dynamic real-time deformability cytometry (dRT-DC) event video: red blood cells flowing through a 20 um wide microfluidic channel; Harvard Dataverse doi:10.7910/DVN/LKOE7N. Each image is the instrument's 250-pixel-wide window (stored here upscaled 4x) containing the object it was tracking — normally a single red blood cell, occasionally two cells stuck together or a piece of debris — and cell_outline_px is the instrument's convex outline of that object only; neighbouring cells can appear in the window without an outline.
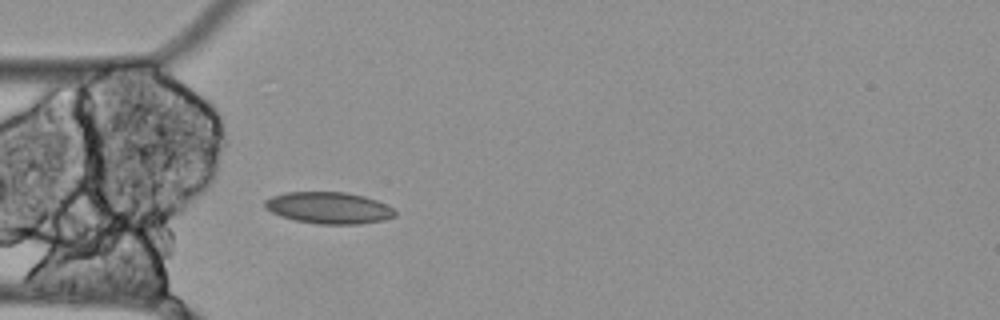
{"species": "Egyptian fruit bat (a non-hibernating species)", "species_latin": "Rousettus aegyptiacus", "temperature_condition": "cold", "stored_images_in_passage": 5, "camera_frame_rate_fps": 3000, "um_per_image_px": 0.085, "animal": {"sex": "female"}, "frame": {"image": 1, "passage_image": 5, "time_ms": 1.333, "image_size_px": [1000, 320], "cell_outline_px": [[396, 216], [384, 220], [360, 224], [320, 224], [296, 220], [280, 216], [264, 208], [264, 200], [272, 196], [284, 192], [344, 192], [364, 196], [388, 204], [396, 212]], "centroid_in_image_um": [27.95, 17.66], "position_along_channel_um": 57.0, "area_um2": 24.1}}